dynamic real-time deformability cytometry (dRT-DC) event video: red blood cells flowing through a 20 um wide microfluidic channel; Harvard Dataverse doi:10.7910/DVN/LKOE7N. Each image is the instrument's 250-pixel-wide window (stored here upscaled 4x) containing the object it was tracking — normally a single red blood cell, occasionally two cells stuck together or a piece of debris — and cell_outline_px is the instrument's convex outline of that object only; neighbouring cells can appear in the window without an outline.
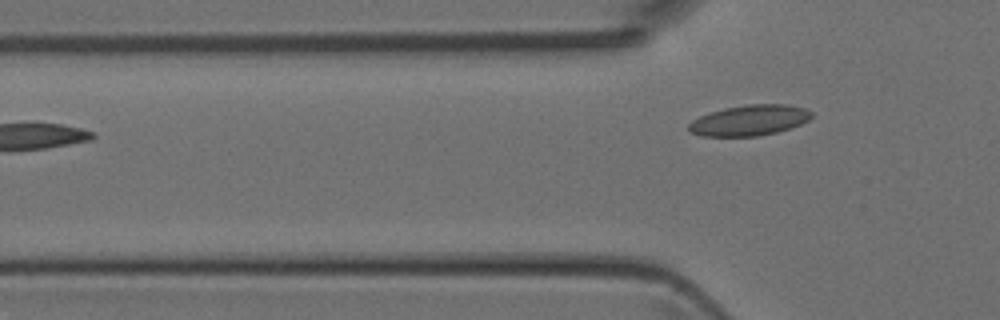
{"species": "Egyptian fruit bat (a non-hibernating species)", "species_latin": "Rousettus aegyptiacus", "temperature_condition": "room temperature", "stored_images_in_passage": 4, "camera_frame_rate_fps": 3000, "um_per_image_px": 0.085, "animal": {"sex": "female"}, "frame": {"image": 1, "passage_image": 4, "time_ms": 1.0, "image_size_px": [1000, 320], "cell_outline_px": [[812, 116], [808, 120], [800, 124], [776, 132], [756, 136], [700, 136], [688, 132], [688, 124], [692, 120], [700, 116], [724, 108], [748, 104], [788, 104], [804, 108], [812, 112]], "centroid_in_image_um": [63.67, 10.22], "position_along_channel_um": 62.1, "area_um2": 21.85}}